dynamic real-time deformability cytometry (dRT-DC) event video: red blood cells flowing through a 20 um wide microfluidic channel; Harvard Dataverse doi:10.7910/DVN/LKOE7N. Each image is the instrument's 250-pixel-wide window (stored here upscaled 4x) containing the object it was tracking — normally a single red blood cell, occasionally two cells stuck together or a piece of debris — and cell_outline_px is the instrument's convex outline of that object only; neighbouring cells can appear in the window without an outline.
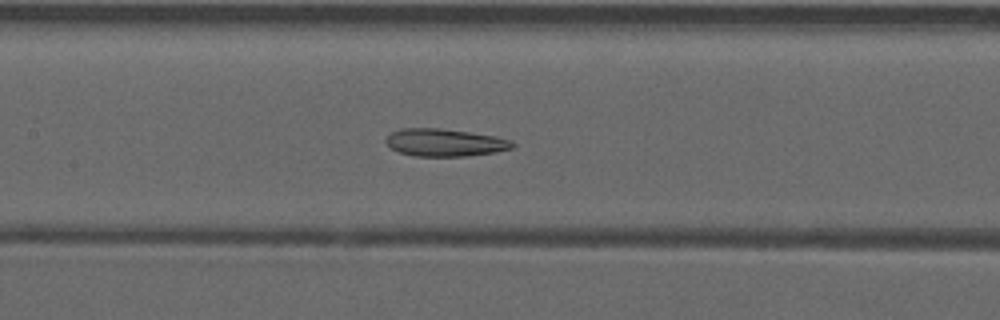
{"species": "common noctule bat (a hibernating species)", "species_latin": "Nyctalus noctula", "temperature_condition": "warm", "stored_images_in_passage": 53, "camera_frame_rate_fps": 3000, "um_per_image_px": 0.085, "animal": {"sex": "male", "forearm_length_mm": 52.5}, "frame": {"image": 1, "passage_image": 26, "time_ms": 8.333, "image_size_px": [1000, 320], "cell_outline_px": [[516, 144], [512, 148], [496, 152], [468, 156], [416, 156], [400, 152], [392, 148], [384, 140], [392, 132], [400, 128], [440, 128], [496, 136], [512, 140]], "centroid_in_image_um": [37.84, 12.11], "position_along_channel_um": 169.6, "area_um2": 20.29}}
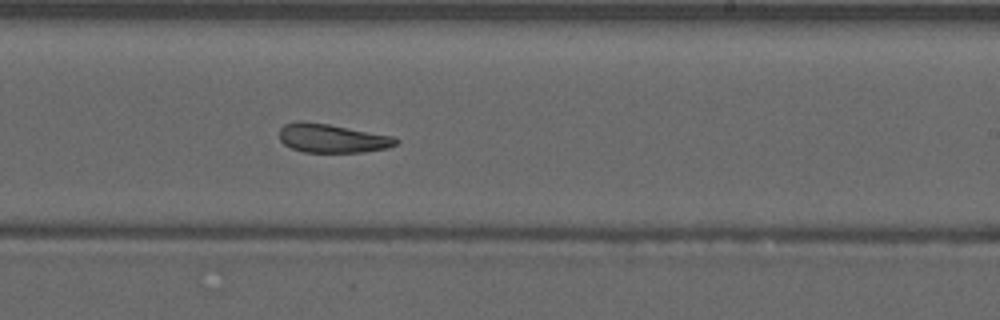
{"frame": {"image": 2, "passage_image": 33, "time_ms": 10.667, "image_size_px": [1000, 320], "cell_outline_px": [[400, 140], [396, 144], [388, 148], [364, 152], [304, 152], [292, 148], [284, 144], [280, 140], [280, 128], [284, 124], [300, 120], [304, 120], [328, 124], [392, 136]], "centroid_in_image_um": [28.21, 11.75], "position_along_channel_um": 260.8, "area_um2": 19.54}}
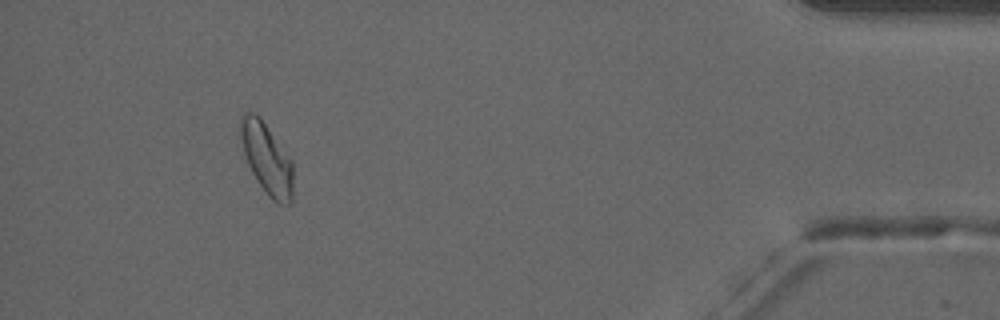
{"frame": {"image": 3, "passage_image": 49, "time_ms": 16.0, "image_size_px": [1000, 320], "cell_outline_px": [[292, 200], [288, 204], [276, 204], [268, 196], [252, 172], [248, 164], [244, 152], [240, 136], [240, 116], [248, 112], [252, 112], [264, 124], [292, 160]], "centroid_in_image_um": [22.68, 13.53], "position_along_channel_um": 412.5, "area_um2": 21.15}, "authors_computed_cell_mechanics": {"area_um2": 21.6172, "velocity_mm_per_s": 3.9386, "shape_relaxation_time_tau1_ms": null, "shape_relaxation_time_tau2_ms": 3.5893, "deformation_change_tau1": null, "deformation_change_tau2": 0.121}}